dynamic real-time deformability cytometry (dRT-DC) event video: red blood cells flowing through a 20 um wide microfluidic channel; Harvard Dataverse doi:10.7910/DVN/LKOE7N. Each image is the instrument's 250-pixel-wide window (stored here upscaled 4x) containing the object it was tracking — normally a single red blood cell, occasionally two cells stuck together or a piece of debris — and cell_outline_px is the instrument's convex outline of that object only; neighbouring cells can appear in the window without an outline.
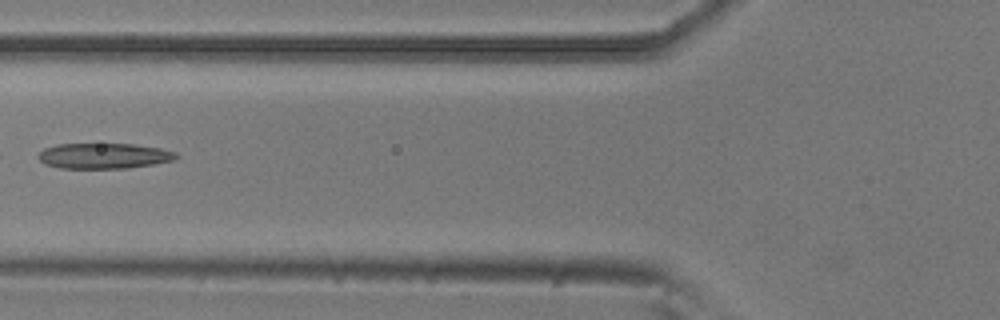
{"species": "common noctule bat (a hibernating species)", "species_latin": "Nyctalus noctula", "temperature_condition": "room temperature", "stored_images_in_passage": 6, "camera_frame_rate_fps": 3000, "um_per_image_px": 0.085, "animal": {"sex": "male", "body_mass_g": 20.5, "forearm_length_mm": 52.5}, "frame": {"image": 1, "passage_image": 5, "time_ms": 1.333, "image_size_px": [1000, 320], "cell_outline_px": [[180, 156], [172, 160], [152, 164], [128, 168], [60, 168], [44, 164], [36, 156], [44, 148], [56, 144], [136, 144], [160, 148], [176, 152]], "centroid_in_image_um": [8.81, 13.24], "position_along_channel_um": 117.0, "area_um2": 20.52}}
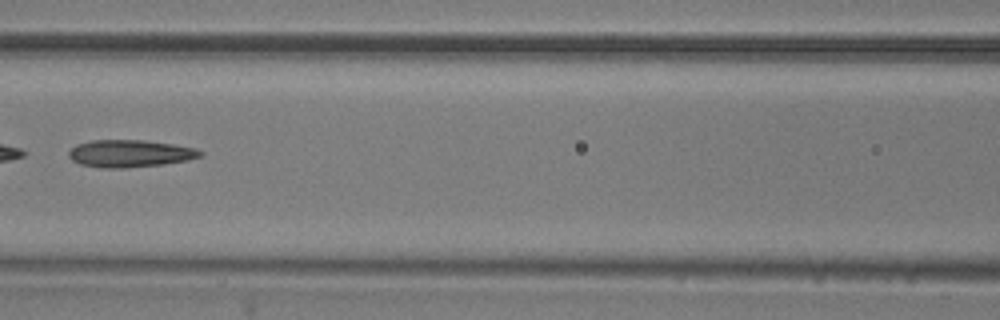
{"frame": {"image": 2, "passage_image": 6, "time_ms": 1.667, "image_size_px": [1000, 320], "cell_outline_px": [[204, 156], [188, 160], [164, 164], [124, 168], [100, 168], [80, 164], [72, 160], [68, 156], [68, 152], [76, 144], [92, 140], [144, 140], [172, 144], [196, 148], [204, 152]], "centroid_in_image_um": [11.06, 13.05], "position_along_channel_um": 155.5, "area_um2": 21.1}}